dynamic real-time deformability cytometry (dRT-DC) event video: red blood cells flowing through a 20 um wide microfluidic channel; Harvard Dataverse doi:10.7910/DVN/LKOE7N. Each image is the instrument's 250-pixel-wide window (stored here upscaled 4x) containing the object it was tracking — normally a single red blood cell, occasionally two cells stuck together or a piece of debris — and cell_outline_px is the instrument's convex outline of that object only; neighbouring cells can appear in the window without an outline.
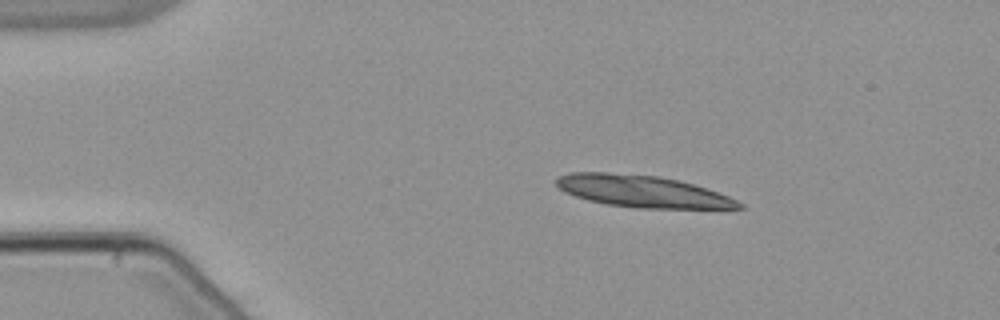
{"species": "common noctule bat (a hibernating species)", "species_latin": "Nyctalus noctula", "temperature_condition": "warm", "stored_images_in_passage": 13, "camera_frame_rate_fps": 3000, "um_per_image_px": 0.085, "animal": {"sex": "male", "body_mass_g": 21.5, "forearm_length_mm": 52.0}, "frame": {"image": 1, "passage_image": 2, "time_ms": 0.333, "image_size_px": [1000, 320], "cell_outline_px": [[744, 208], [636, 208], [608, 204], [588, 200], [564, 192], [556, 184], [556, 180], [560, 176], [572, 172], [608, 172], [656, 176], [680, 180], [728, 196], [744, 204]], "centroid_in_image_um": [54.58, 16.26], "position_along_channel_um": 30.4, "area_um2": 33.52}}